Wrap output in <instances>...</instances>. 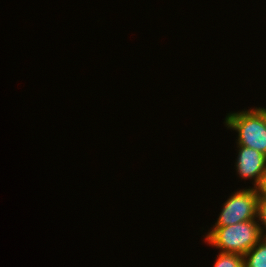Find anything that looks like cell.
<instances>
[{"mask_svg": "<svg viewBox=\"0 0 266 267\" xmlns=\"http://www.w3.org/2000/svg\"><path fill=\"white\" fill-rule=\"evenodd\" d=\"M262 238L260 224L255 220L244 221L226 227H211L204 242L219 252L245 255Z\"/></svg>", "mask_w": 266, "mask_h": 267, "instance_id": "6da1fadb", "label": "cell"}, {"mask_svg": "<svg viewBox=\"0 0 266 267\" xmlns=\"http://www.w3.org/2000/svg\"><path fill=\"white\" fill-rule=\"evenodd\" d=\"M224 123L238 133L236 145L255 149L266 156V108L260 106L227 113Z\"/></svg>", "mask_w": 266, "mask_h": 267, "instance_id": "7a4b0ae2", "label": "cell"}, {"mask_svg": "<svg viewBox=\"0 0 266 267\" xmlns=\"http://www.w3.org/2000/svg\"><path fill=\"white\" fill-rule=\"evenodd\" d=\"M258 196V190L254 187L235 191L223 203L219 217L212 227H226L257 219Z\"/></svg>", "mask_w": 266, "mask_h": 267, "instance_id": "3957f363", "label": "cell"}, {"mask_svg": "<svg viewBox=\"0 0 266 267\" xmlns=\"http://www.w3.org/2000/svg\"><path fill=\"white\" fill-rule=\"evenodd\" d=\"M237 159L235 168L241 180H252L254 188L261 183L262 177L266 173V156L255 149L237 145Z\"/></svg>", "mask_w": 266, "mask_h": 267, "instance_id": "277c9868", "label": "cell"}, {"mask_svg": "<svg viewBox=\"0 0 266 267\" xmlns=\"http://www.w3.org/2000/svg\"><path fill=\"white\" fill-rule=\"evenodd\" d=\"M244 267H266V237L244 255Z\"/></svg>", "mask_w": 266, "mask_h": 267, "instance_id": "5b68a950", "label": "cell"}, {"mask_svg": "<svg viewBox=\"0 0 266 267\" xmlns=\"http://www.w3.org/2000/svg\"><path fill=\"white\" fill-rule=\"evenodd\" d=\"M213 267H244V256L237 253L220 252Z\"/></svg>", "mask_w": 266, "mask_h": 267, "instance_id": "8992f818", "label": "cell"}, {"mask_svg": "<svg viewBox=\"0 0 266 267\" xmlns=\"http://www.w3.org/2000/svg\"><path fill=\"white\" fill-rule=\"evenodd\" d=\"M257 221L260 224L262 237H266V198H258Z\"/></svg>", "mask_w": 266, "mask_h": 267, "instance_id": "52a82bcc", "label": "cell"}, {"mask_svg": "<svg viewBox=\"0 0 266 267\" xmlns=\"http://www.w3.org/2000/svg\"><path fill=\"white\" fill-rule=\"evenodd\" d=\"M259 196L258 198H266V173L262 177L261 183L257 187Z\"/></svg>", "mask_w": 266, "mask_h": 267, "instance_id": "ba28073f", "label": "cell"}]
</instances>
